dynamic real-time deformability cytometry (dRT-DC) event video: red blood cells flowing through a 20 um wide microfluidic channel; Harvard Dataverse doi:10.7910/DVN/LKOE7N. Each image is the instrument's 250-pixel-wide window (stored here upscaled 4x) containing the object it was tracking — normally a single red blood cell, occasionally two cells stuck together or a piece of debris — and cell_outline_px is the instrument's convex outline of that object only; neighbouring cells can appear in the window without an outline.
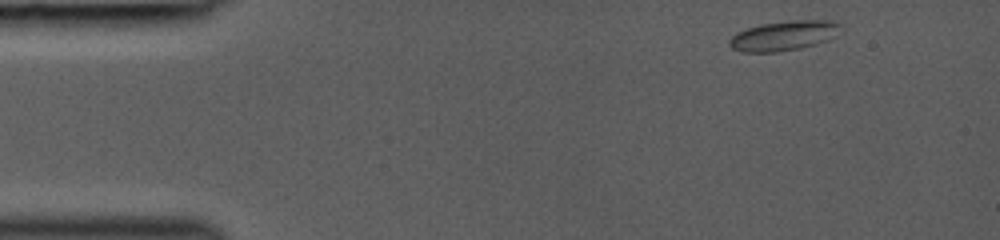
{"species": "common noctule bat (a hibernating species)", "species_latin": "Nyctalus noctula", "temperature_condition": "room temperature", "stored_images_in_passage": 39, "camera_frame_rate_fps": 3000, "um_per_image_px": 0.085, "animal": {"sex": "female", "body_mass_g": 19.0, "forearm_length_mm": 53.3}, "frame": {"image": 1, "passage_image": 1, "time_ms": 0.0, "image_size_px": [1000, 240], "cell_outline_px": [[844, 28], [836, 36], [828, 40], [816, 44], [800, 48], [776, 52], [740, 52], [732, 48], [728, 44], [728, 40], [736, 32], [760, 24], [792, 20], [832, 20], [840, 24]], "centroid_in_image_um": [66.65, 3.03], "position_along_channel_um": 18.3, "area_um2": 19.59}}
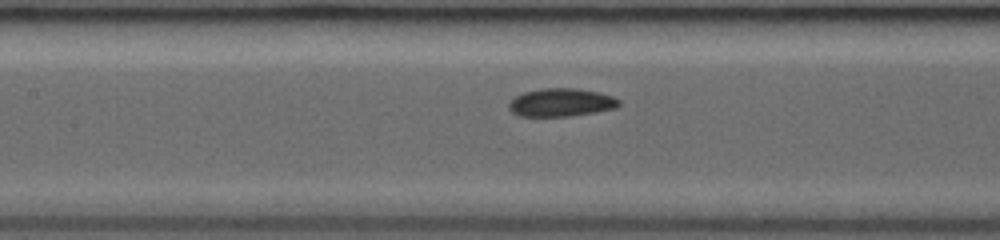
{"frame": {"image": 2, "passage_image": 17, "time_ms": 5.333, "image_size_px": [1000, 240], "cell_outline_px": [[620, 104], [616, 108], [596, 112], [568, 116], [520, 116], [512, 112], [508, 108], [508, 104], [516, 96], [524, 92], [540, 88], [576, 88], [600, 92], [612, 96], [620, 100]], "centroid_in_image_um": [47.71, 8.7], "position_along_channel_um": 159.7, "area_um2": 18.09}}
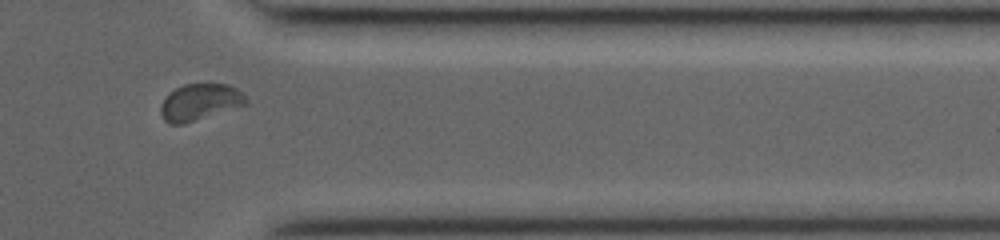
{"frame": {"image": 3, "passage_image": 33, "time_ms": 10.667, "image_size_px": [1000, 240], "cell_outline_px": [[248, 104], [184, 124], [168, 124], [164, 120], [160, 112], [160, 104], [176, 88], [184, 84], [228, 84], [236, 88], [248, 100]], "centroid_in_image_um": [16.99, 8.69], "position_along_channel_um": 394.4, "area_um2": 18.03}}